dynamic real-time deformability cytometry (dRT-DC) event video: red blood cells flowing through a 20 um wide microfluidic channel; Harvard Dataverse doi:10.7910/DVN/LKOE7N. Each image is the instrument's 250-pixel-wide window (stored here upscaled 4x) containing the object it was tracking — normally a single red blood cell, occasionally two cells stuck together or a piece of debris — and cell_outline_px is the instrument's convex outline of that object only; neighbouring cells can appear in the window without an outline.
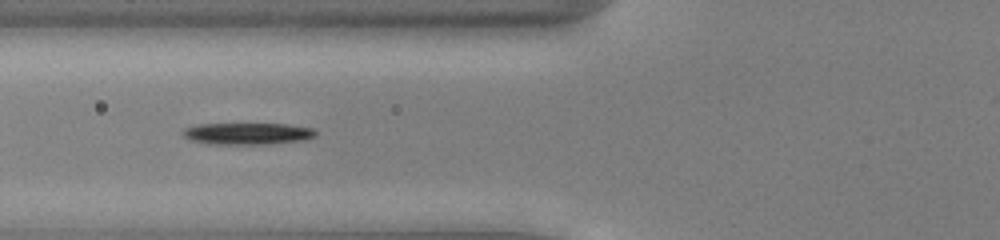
{"species": "common noctule bat (a hibernating species)", "species_latin": "Nyctalus noctula", "temperature_condition": "cold", "stored_images_in_passage": 36, "camera_frame_rate_fps": 3000, "um_per_image_px": 0.085, "animal": {"sex": "male", "body_mass_g": 13.0, "forearm_length_mm": 53.1}, "frame": {"image": 1, "passage_image": 5, "time_ms": 1.333, "image_size_px": [1000, 240], "cell_outline_px": [[316, 136], [304, 140], [264, 144], [208, 144], [192, 140], [184, 136], [180, 132], [184, 128], [196, 124], [288, 124], [312, 128], [316, 132]], "centroid_in_image_um": [21.01, 11.35], "position_along_channel_um": 104.8, "area_um2": 16.82}}
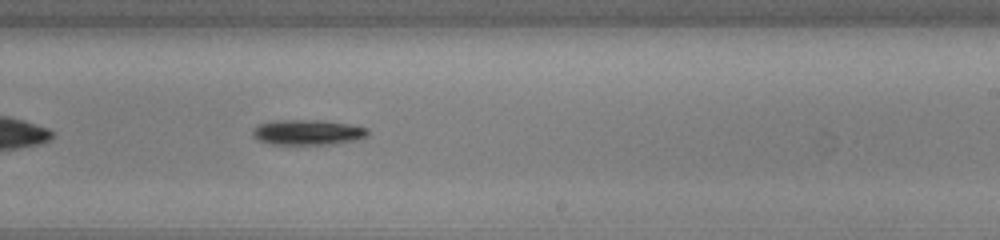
{"frame": {"image": 2, "passage_image": 17, "time_ms": 5.333, "image_size_px": [1000, 240], "cell_outline_px": [[368, 136], [356, 140], [332, 144], [272, 144], [260, 140], [252, 136], [252, 128], [256, 124], [272, 120], [320, 120], [348, 124], [368, 128]], "centroid_in_image_um": [26.12, 11.23], "position_along_channel_um": 262.9, "area_um2": 17.05}}
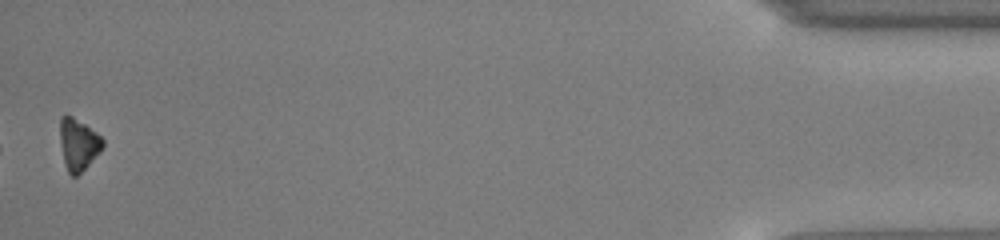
{"frame": {"image": 3, "passage_image": 36, "time_ms": 11.667, "image_size_px": [1000, 240], "cell_outline_px": [[104, 144], [100, 152], [76, 176], [72, 176], [68, 172], [64, 164], [60, 144], [60, 116], [72, 116], [96, 132], [104, 140]], "centroid_in_image_um": [6.64, 12.27], "position_along_channel_um": 428.6, "area_um2": 12.72}, "authors_computed_cell_mechanics": {"area_um2": 16.2707, "velocity_mm_per_s": 3.9453, "shape_relaxation_time_tau1_ms": 1.3566, "shape_relaxation_time_tau2_ms": null, "deformation_change_tau1": 0.1192, "deformation_change_tau2": null}}